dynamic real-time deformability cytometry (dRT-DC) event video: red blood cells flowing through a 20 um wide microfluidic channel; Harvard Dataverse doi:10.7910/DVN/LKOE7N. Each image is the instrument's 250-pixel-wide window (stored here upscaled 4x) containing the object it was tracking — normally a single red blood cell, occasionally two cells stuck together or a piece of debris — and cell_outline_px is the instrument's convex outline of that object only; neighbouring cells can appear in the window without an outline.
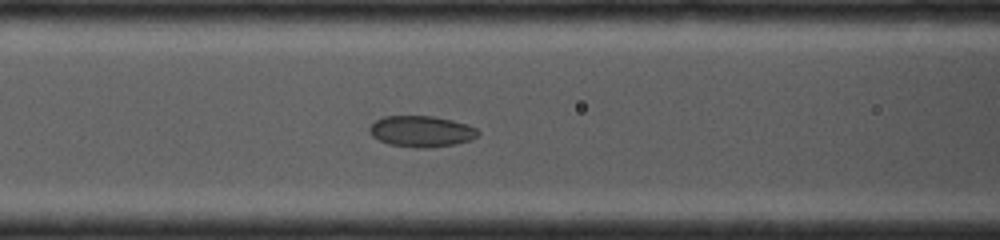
{"species": "common noctule bat (a hibernating species)", "species_latin": "Nyctalus noctula", "temperature_condition": "cold", "stored_images_in_passage": 13, "camera_frame_rate_fps": 4000, "um_per_image_px": 0.085, "animal": {"sex": "female", "body_mass_g": 19.0, "forearm_length_mm": 53.3}, "frame": {"image": 1, "passage_image": 8, "time_ms": 2.5, "image_size_px": [1000, 240], "cell_outline_px": [[480, 132], [476, 136], [468, 140], [452, 144], [428, 148], [416, 148], [388, 144], [372, 136], [368, 128], [376, 120], [384, 116], [432, 116], [452, 120], [468, 124], [476, 128]], "centroid_in_image_um": [35.79, 11.16], "position_along_channel_um": 130.8, "area_um2": 19.54}}
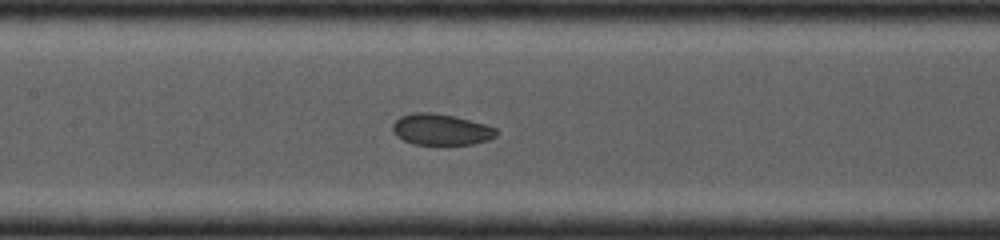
{"frame": {"image": 2, "passage_image": 10, "time_ms": 3.25, "image_size_px": [1000, 240], "cell_outline_px": [[496, 136], [488, 140], [472, 144], [412, 144], [396, 136], [392, 132], [392, 124], [400, 116], [412, 112], [432, 112], [452, 116], [484, 124], [496, 128]], "centroid_in_image_um": [37.43, 11.0], "position_along_channel_um": 170.0, "area_um2": 18.73}}
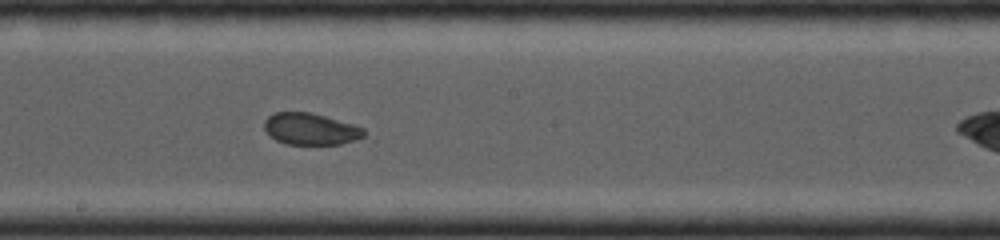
{"frame": {"image": 3, "passage_image": 13, "time_ms": 4.25, "image_size_px": [1000, 240], "cell_outline_px": [[364, 136], [340, 144], [288, 144], [276, 140], [264, 128], [264, 120], [268, 116], [276, 112], [312, 112], [352, 124], [364, 128]], "centroid_in_image_um": [26.38, 10.95], "position_along_channel_um": 221.8, "area_um2": 18.15}}